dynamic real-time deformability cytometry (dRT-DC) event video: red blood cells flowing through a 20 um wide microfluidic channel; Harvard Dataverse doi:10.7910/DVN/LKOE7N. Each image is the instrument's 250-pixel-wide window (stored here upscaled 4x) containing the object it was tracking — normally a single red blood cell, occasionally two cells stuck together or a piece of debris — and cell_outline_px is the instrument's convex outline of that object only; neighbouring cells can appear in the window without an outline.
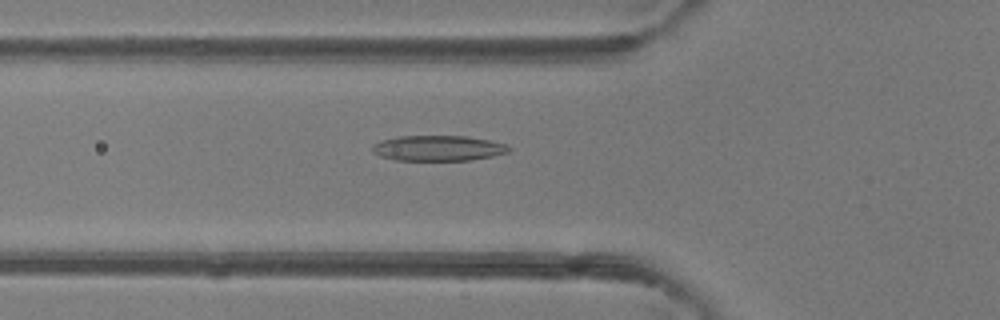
{"species": "common noctule bat (a hibernating species)", "species_latin": "Nyctalus noctula", "temperature_condition": "room temperature", "stored_images_in_passage": 39, "camera_frame_rate_fps": 3000, "um_per_image_px": 0.085, "animal": {"sex": "female"}, "frame": {"image": 1, "passage_image": 7, "time_ms": 2.0, "image_size_px": [1000, 320], "cell_outline_px": [[512, 148], [508, 152], [492, 156], [472, 160], [396, 160], [380, 156], [372, 152], [372, 144], [380, 140], [400, 136], [468, 136], [508, 144]], "centroid_in_image_um": [37.24, 12.59], "position_along_channel_um": 88.6, "area_um2": 20.35}}
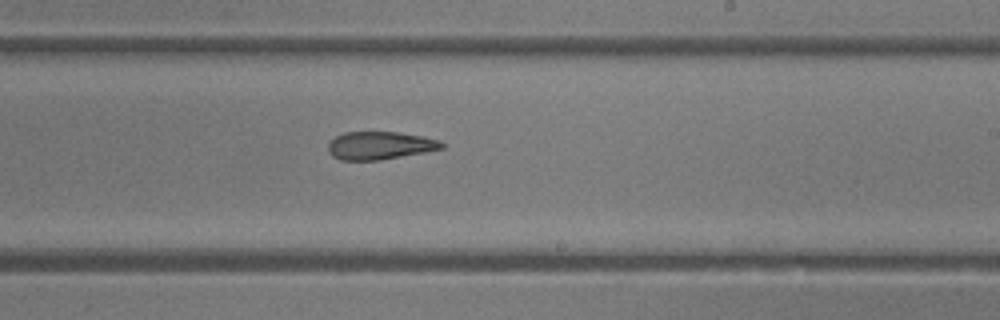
{"frame": {"image": 2, "passage_image": 19, "time_ms": 6.0, "image_size_px": [1000, 320], "cell_outline_px": [[444, 148], [424, 152], [380, 160], [340, 160], [332, 156], [328, 152], [328, 144], [336, 136], [344, 132], [400, 132], [424, 136], [440, 140], [444, 144]], "centroid_in_image_um": [32.29, 12.36], "position_along_channel_um": 256.7, "area_um2": 18.55}}
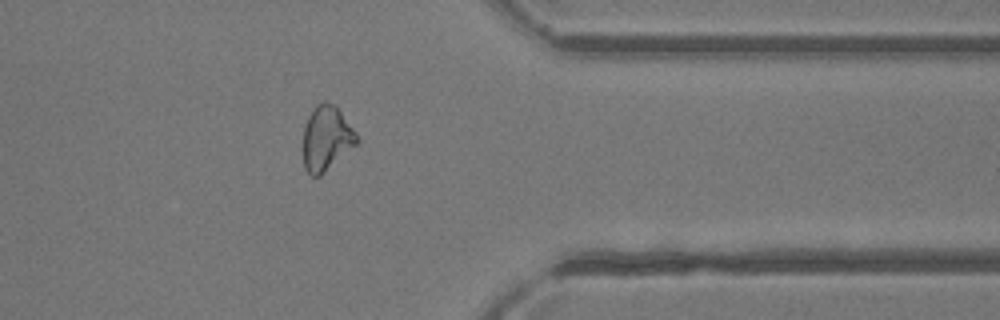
{"frame": {"image": 3, "passage_image": 29, "time_ms": 9.333, "image_size_px": [1000, 320], "cell_outline_px": [[360, 140], [356, 144], [320, 176], [312, 176], [304, 168], [300, 148], [304, 128], [308, 116], [316, 104], [324, 100], [336, 104], [356, 132]], "centroid_in_image_um": [27.7, 11.73], "position_along_channel_um": 383.7, "area_um2": 20.81}, "authors_computed_cell_mechanics": {"area_um2": 20.3456, "velocity_mm_per_s": 4.1871, "shape_relaxation_time_tau1_ms": 6.0635, "shape_relaxation_time_tau2_ms": 3.1303, "deformation_change_tau1": 0.1779, "deformation_change_tau2": 0.1272}}